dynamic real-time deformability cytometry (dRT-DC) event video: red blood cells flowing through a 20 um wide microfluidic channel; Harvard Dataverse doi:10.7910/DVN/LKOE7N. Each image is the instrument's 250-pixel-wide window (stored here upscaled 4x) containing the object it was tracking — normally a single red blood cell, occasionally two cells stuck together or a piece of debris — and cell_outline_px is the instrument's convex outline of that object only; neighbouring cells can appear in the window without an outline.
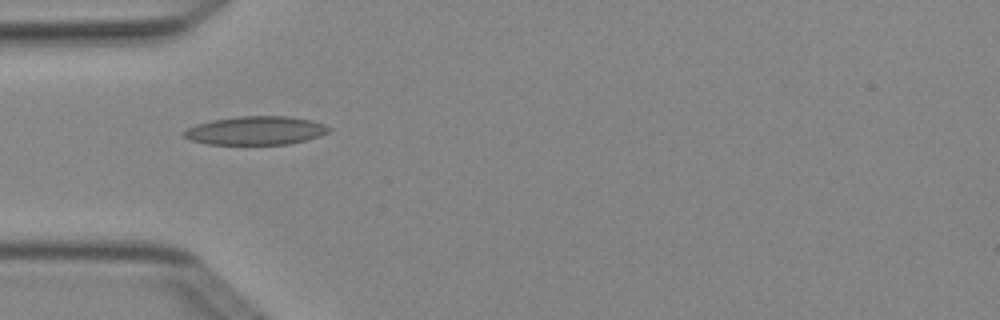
{"species": "Egyptian fruit bat (a non-hibernating species)", "species_latin": "Rousettus aegyptiacus", "temperature_condition": "cold", "stored_images_in_passage": 7, "camera_frame_rate_fps": 3000, "um_per_image_px": 0.085, "animal": {"sex": "female"}, "frame": {"image": 1, "passage_image": 4, "time_ms": 1.0, "image_size_px": [1000, 320], "cell_outline_px": [[332, 128], [328, 132], [320, 136], [308, 140], [292, 144], [208, 144], [188, 140], [180, 136], [180, 132], [196, 124], [212, 120], [240, 116], [288, 116], [312, 120], [324, 124]], "centroid_in_image_um": [21.72, 11.1], "position_along_channel_um": 63.3, "area_um2": 24.45}}
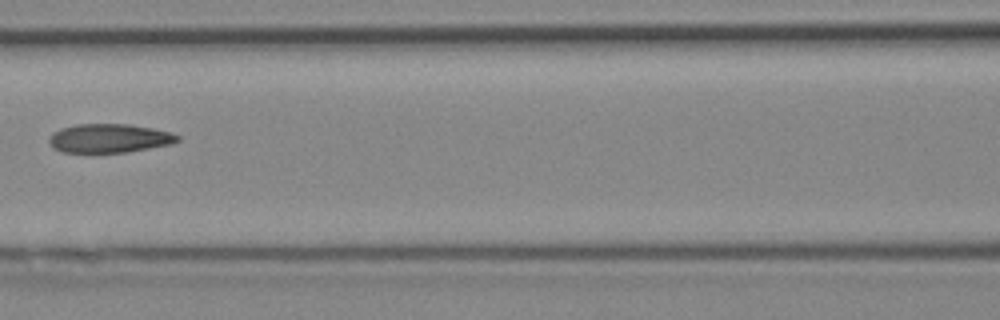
{"frame": {"image": 2, "passage_image": 6, "time_ms": 1.667, "image_size_px": [1000, 320], "cell_outline_px": [[180, 140], [172, 144], [124, 152], [64, 152], [52, 148], [48, 140], [52, 132], [60, 128], [76, 124], [128, 124], [152, 128], [168, 132], [180, 136]], "centroid_in_image_um": [9.25, 11.74], "position_along_channel_um": 157.3, "area_um2": 21.5}}
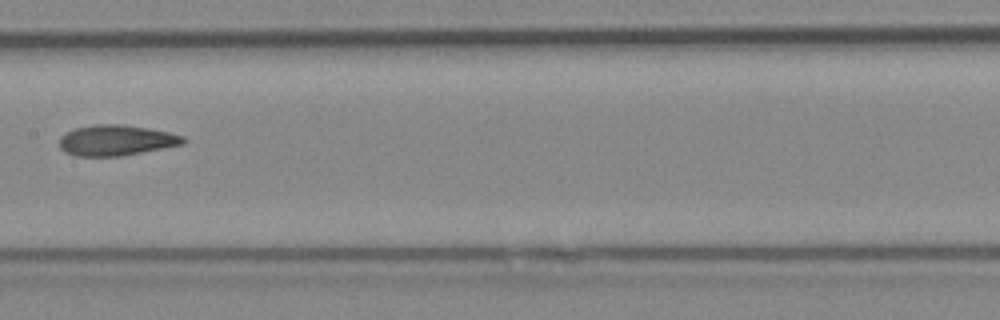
{"frame": {"image": 3, "passage_image": 7, "time_ms": 2.0, "image_size_px": [1000, 320], "cell_outline_px": [[188, 140], [184, 144], [120, 156], [76, 156], [64, 152], [60, 148], [60, 136], [76, 128], [96, 124], [124, 124], [148, 128], [168, 132], [184, 136]], "centroid_in_image_um": [9.89, 11.92], "position_along_channel_um": 197.5, "area_um2": 22.08}}